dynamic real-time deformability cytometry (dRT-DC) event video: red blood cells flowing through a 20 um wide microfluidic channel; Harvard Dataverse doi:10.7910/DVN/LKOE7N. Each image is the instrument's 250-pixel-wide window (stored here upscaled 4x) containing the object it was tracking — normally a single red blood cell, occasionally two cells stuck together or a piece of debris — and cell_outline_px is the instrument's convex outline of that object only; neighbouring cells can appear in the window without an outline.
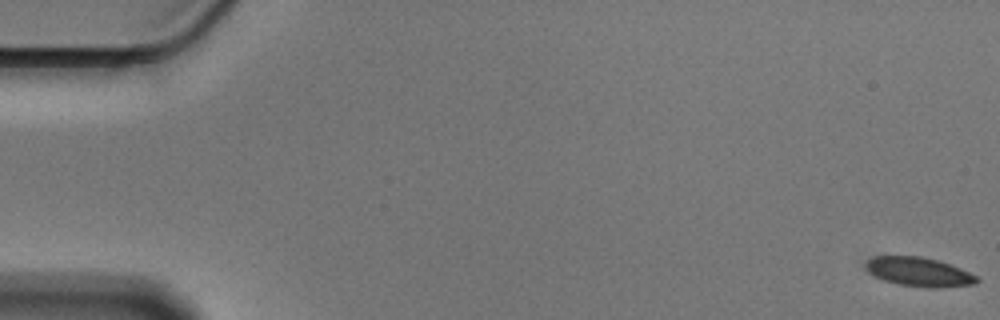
{"species": "Egyptian fruit bat (a non-hibernating species)", "species_latin": "Rousettus aegyptiacus", "temperature_condition": "cold", "stored_images_in_passage": 57, "camera_frame_rate_fps": 3000, "um_per_image_px": 0.085, "animal": {"sex": "male"}, "frame": {"image": 1, "passage_image": 1, "time_ms": 0.0, "image_size_px": [1000, 320], "cell_outline_px": [[980, 280], [976, 284], [940, 288], [928, 288], [900, 284], [884, 280], [868, 272], [864, 268], [864, 264], [872, 256], [920, 256], [936, 260], [960, 268], [976, 276]], "centroid_in_image_um": [78.09, 23.11], "position_along_channel_um": 6.9, "area_um2": 18.79}}
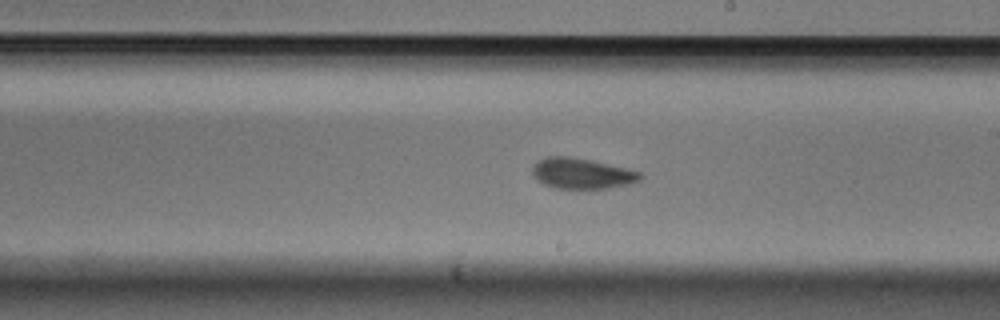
{"frame": {"image": 2, "passage_image": 33, "time_ms": 10.667, "image_size_px": [1000, 320], "cell_outline_px": [[644, 176], [640, 180], [632, 184], [608, 188], [556, 188], [544, 184], [532, 172], [532, 168], [536, 160], [544, 156], [572, 156], [592, 160], [640, 172]], "centroid_in_image_um": [49.47, 14.73], "position_along_channel_um": 239.5, "area_um2": 19.25}}
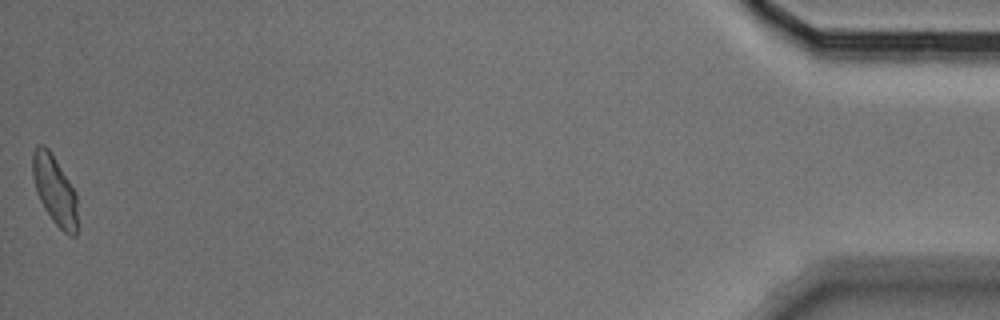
{"frame": {"image": 3, "passage_image": 57, "time_ms": 18.667, "image_size_px": [1000, 320], "cell_outline_px": [[80, 228], [76, 236], [72, 236], [64, 232], [52, 220], [44, 208], [36, 192], [32, 176], [32, 152], [36, 144], [44, 144], [48, 148], [76, 192]], "centroid_in_image_um": [4.68, 16.2], "position_along_channel_um": 430.5, "area_um2": 18.61}, "authors_computed_cell_mechanics": {"area_um2": 18.7272, "velocity_mm_per_s": 3.5594, "shape_relaxation_time_tau1_ms": 2.693, "shape_relaxation_time_tau2_ms": 1.858, "deformation_change_tau1": 0.1019, "deformation_change_tau2": 0.076}}